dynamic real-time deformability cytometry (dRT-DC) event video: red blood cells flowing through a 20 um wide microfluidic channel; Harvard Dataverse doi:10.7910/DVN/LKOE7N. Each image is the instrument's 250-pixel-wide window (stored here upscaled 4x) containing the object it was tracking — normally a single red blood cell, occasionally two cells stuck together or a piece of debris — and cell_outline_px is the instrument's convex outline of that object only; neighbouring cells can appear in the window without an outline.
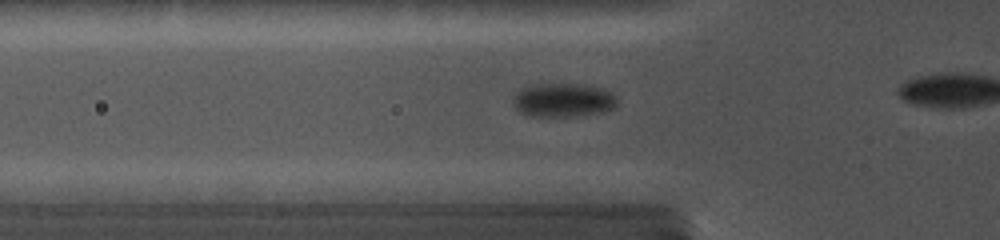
{"species": "common noctule bat (a hibernating species)", "species_latin": "Nyctalus noctula", "temperature_condition": "cold", "stored_images_in_passage": 11, "camera_frame_rate_fps": 5000, "um_per_image_px": 0.085, "animal": {"sex": "female", "body_mass_g": 19.0, "forearm_length_mm": 56.7}, "frame": {"image": 1, "passage_image": 7, "time_ms": 3.2, "image_size_px": [1000, 240], "cell_outline_px": [[616, 108], [600, 112], [572, 116], [528, 116], [520, 112], [512, 104], [512, 100], [516, 92], [520, 88], [532, 84], [576, 84], [600, 88], [616, 96]], "centroid_in_image_um": [47.8, 8.51], "position_along_channel_um": 78.0, "area_um2": 20.4}}